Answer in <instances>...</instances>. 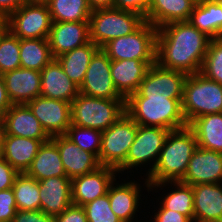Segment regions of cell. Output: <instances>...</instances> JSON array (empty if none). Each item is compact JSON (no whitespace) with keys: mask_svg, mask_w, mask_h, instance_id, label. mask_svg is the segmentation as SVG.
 Masks as SVG:
<instances>
[{"mask_svg":"<svg viewBox=\"0 0 222 222\" xmlns=\"http://www.w3.org/2000/svg\"><path fill=\"white\" fill-rule=\"evenodd\" d=\"M28 2L30 0H0V15L8 18L14 11Z\"/></svg>","mask_w":222,"mask_h":222,"instance_id":"f6af8a7d","label":"cell"},{"mask_svg":"<svg viewBox=\"0 0 222 222\" xmlns=\"http://www.w3.org/2000/svg\"><path fill=\"white\" fill-rule=\"evenodd\" d=\"M158 212L153 215V222H192L187 216L176 211L165 209L161 204Z\"/></svg>","mask_w":222,"mask_h":222,"instance_id":"ee69618b","label":"cell"},{"mask_svg":"<svg viewBox=\"0 0 222 222\" xmlns=\"http://www.w3.org/2000/svg\"><path fill=\"white\" fill-rule=\"evenodd\" d=\"M152 0H114L113 8L141 15L146 20Z\"/></svg>","mask_w":222,"mask_h":222,"instance_id":"ab89813d","label":"cell"},{"mask_svg":"<svg viewBox=\"0 0 222 222\" xmlns=\"http://www.w3.org/2000/svg\"><path fill=\"white\" fill-rule=\"evenodd\" d=\"M31 2L46 3L48 0H30Z\"/></svg>","mask_w":222,"mask_h":222,"instance_id":"f907efd6","label":"cell"},{"mask_svg":"<svg viewBox=\"0 0 222 222\" xmlns=\"http://www.w3.org/2000/svg\"><path fill=\"white\" fill-rule=\"evenodd\" d=\"M188 127L194 132L198 147L222 153V113L195 118Z\"/></svg>","mask_w":222,"mask_h":222,"instance_id":"f1b7e54d","label":"cell"},{"mask_svg":"<svg viewBox=\"0 0 222 222\" xmlns=\"http://www.w3.org/2000/svg\"><path fill=\"white\" fill-rule=\"evenodd\" d=\"M46 4L55 22L89 21L92 13L88 0H48Z\"/></svg>","mask_w":222,"mask_h":222,"instance_id":"d6a6232c","label":"cell"},{"mask_svg":"<svg viewBox=\"0 0 222 222\" xmlns=\"http://www.w3.org/2000/svg\"><path fill=\"white\" fill-rule=\"evenodd\" d=\"M181 101L168 97H128L125 111L138 125L173 131L188 126Z\"/></svg>","mask_w":222,"mask_h":222,"instance_id":"3957f363","label":"cell"},{"mask_svg":"<svg viewBox=\"0 0 222 222\" xmlns=\"http://www.w3.org/2000/svg\"><path fill=\"white\" fill-rule=\"evenodd\" d=\"M197 147L195 134L188 126L170 131L154 169L145 179L147 191L149 184L181 181Z\"/></svg>","mask_w":222,"mask_h":222,"instance_id":"7a4b0ae2","label":"cell"},{"mask_svg":"<svg viewBox=\"0 0 222 222\" xmlns=\"http://www.w3.org/2000/svg\"><path fill=\"white\" fill-rule=\"evenodd\" d=\"M181 103L188 125L200 116L222 113V84L201 72L190 74L184 82Z\"/></svg>","mask_w":222,"mask_h":222,"instance_id":"277c9868","label":"cell"},{"mask_svg":"<svg viewBox=\"0 0 222 222\" xmlns=\"http://www.w3.org/2000/svg\"><path fill=\"white\" fill-rule=\"evenodd\" d=\"M48 140L4 135L0 155L19 173H25L43 142Z\"/></svg>","mask_w":222,"mask_h":222,"instance_id":"603a6c76","label":"cell"},{"mask_svg":"<svg viewBox=\"0 0 222 222\" xmlns=\"http://www.w3.org/2000/svg\"><path fill=\"white\" fill-rule=\"evenodd\" d=\"M110 67V58L99 48L91 58L84 81L79 87L80 93L103 99H124L113 84Z\"/></svg>","mask_w":222,"mask_h":222,"instance_id":"7c38bea8","label":"cell"},{"mask_svg":"<svg viewBox=\"0 0 222 222\" xmlns=\"http://www.w3.org/2000/svg\"><path fill=\"white\" fill-rule=\"evenodd\" d=\"M170 130L161 127L153 126H141L138 125L137 134L133 144L131 145L126 161L117 169L118 174L124 170L133 169L134 167H141V165L151 164L146 172L147 175L154 169L160 152L164 146L165 140L169 134Z\"/></svg>","mask_w":222,"mask_h":222,"instance_id":"9c48e42d","label":"cell"},{"mask_svg":"<svg viewBox=\"0 0 222 222\" xmlns=\"http://www.w3.org/2000/svg\"><path fill=\"white\" fill-rule=\"evenodd\" d=\"M7 30V18L0 15V37Z\"/></svg>","mask_w":222,"mask_h":222,"instance_id":"c3c4849f","label":"cell"},{"mask_svg":"<svg viewBox=\"0 0 222 222\" xmlns=\"http://www.w3.org/2000/svg\"><path fill=\"white\" fill-rule=\"evenodd\" d=\"M189 22L211 39L222 37V0L197 1Z\"/></svg>","mask_w":222,"mask_h":222,"instance_id":"83f0119b","label":"cell"},{"mask_svg":"<svg viewBox=\"0 0 222 222\" xmlns=\"http://www.w3.org/2000/svg\"><path fill=\"white\" fill-rule=\"evenodd\" d=\"M52 22L46 3L30 1L7 18V29L19 39H48Z\"/></svg>","mask_w":222,"mask_h":222,"instance_id":"30bf717a","label":"cell"},{"mask_svg":"<svg viewBox=\"0 0 222 222\" xmlns=\"http://www.w3.org/2000/svg\"><path fill=\"white\" fill-rule=\"evenodd\" d=\"M125 112V99H103L79 93L71 103V124L102 132Z\"/></svg>","mask_w":222,"mask_h":222,"instance_id":"5b68a950","label":"cell"},{"mask_svg":"<svg viewBox=\"0 0 222 222\" xmlns=\"http://www.w3.org/2000/svg\"><path fill=\"white\" fill-rule=\"evenodd\" d=\"M145 19L115 8L93 9L89 18L90 41L102 48L107 42L134 32Z\"/></svg>","mask_w":222,"mask_h":222,"instance_id":"8992f818","label":"cell"},{"mask_svg":"<svg viewBox=\"0 0 222 222\" xmlns=\"http://www.w3.org/2000/svg\"><path fill=\"white\" fill-rule=\"evenodd\" d=\"M51 139L58 147L68 178L72 179L90 173L101 166L98 158L93 153L81 150L66 135L54 136Z\"/></svg>","mask_w":222,"mask_h":222,"instance_id":"ac0fdd59","label":"cell"},{"mask_svg":"<svg viewBox=\"0 0 222 222\" xmlns=\"http://www.w3.org/2000/svg\"><path fill=\"white\" fill-rule=\"evenodd\" d=\"M4 122H3V118L0 116V154H1V150H2V143H3V136H4Z\"/></svg>","mask_w":222,"mask_h":222,"instance_id":"681fc988","label":"cell"},{"mask_svg":"<svg viewBox=\"0 0 222 222\" xmlns=\"http://www.w3.org/2000/svg\"><path fill=\"white\" fill-rule=\"evenodd\" d=\"M25 173L37 181L55 176H67L58 147L51 138L43 142Z\"/></svg>","mask_w":222,"mask_h":222,"instance_id":"4316f807","label":"cell"},{"mask_svg":"<svg viewBox=\"0 0 222 222\" xmlns=\"http://www.w3.org/2000/svg\"><path fill=\"white\" fill-rule=\"evenodd\" d=\"M17 210H40L39 182L26 173H19L12 187Z\"/></svg>","mask_w":222,"mask_h":222,"instance_id":"836d02e7","label":"cell"},{"mask_svg":"<svg viewBox=\"0 0 222 222\" xmlns=\"http://www.w3.org/2000/svg\"><path fill=\"white\" fill-rule=\"evenodd\" d=\"M99 47L92 41L77 47L56 59L61 64L66 75L79 87L84 81L85 73L90 64L91 58Z\"/></svg>","mask_w":222,"mask_h":222,"instance_id":"f546056e","label":"cell"},{"mask_svg":"<svg viewBox=\"0 0 222 222\" xmlns=\"http://www.w3.org/2000/svg\"><path fill=\"white\" fill-rule=\"evenodd\" d=\"M20 67V39L7 29L0 37V74Z\"/></svg>","mask_w":222,"mask_h":222,"instance_id":"e575fe53","label":"cell"},{"mask_svg":"<svg viewBox=\"0 0 222 222\" xmlns=\"http://www.w3.org/2000/svg\"><path fill=\"white\" fill-rule=\"evenodd\" d=\"M118 171L107 166L71 179L72 203L78 206L94 201L108 193L110 185L116 181ZM116 175V176H115Z\"/></svg>","mask_w":222,"mask_h":222,"instance_id":"5bb4252c","label":"cell"},{"mask_svg":"<svg viewBox=\"0 0 222 222\" xmlns=\"http://www.w3.org/2000/svg\"><path fill=\"white\" fill-rule=\"evenodd\" d=\"M52 57H57L90 42L89 21L52 22L48 36Z\"/></svg>","mask_w":222,"mask_h":222,"instance_id":"2e32d148","label":"cell"},{"mask_svg":"<svg viewBox=\"0 0 222 222\" xmlns=\"http://www.w3.org/2000/svg\"><path fill=\"white\" fill-rule=\"evenodd\" d=\"M201 73L222 84V37L211 39Z\"/></svg>","mask_w":222,"mask_h":222,"instance_id":"8d00e7d4","label":"cell"},{"mask_svg":"<svg viewBox=\"0 0 222 222\" xmlns=\"http://www.w3.org/2000/svg\"><path fill=\"white\" fill-rule=\"evenodd\" d=\"M155 62L135 59L111 60V76L118 93L126 100L137 92L150 66Z\"/></svg>","mask_w":222,"mask_h":222,"instance_id":"7402d4cb","label":"cell"},{"mask_svg":"<svg viewBox=\"0 0 222 222\" xmlns=\"http://www.w3.org/2000/svg\"><path fill=\"white\" fill-rule=\"evenodd\" d=\"M11 222H56V219L41 210H17Z\"/></svg>","mask_w":222,"mask_h":222,"instance_id":"60d3db41","label":"cell"},{"mask_svg":"<svg viewBox=\"0 0 222 222\" xmlns=\"http://www.w3.org/2000/svg\"><path fill=\"white\" fill-rule=\"evenodd\" d=\"M158 29L146 20L132 33L107 42L101 49L110 60L156 62Z\"/></svg>","mask_w":222,"mask_h":222,"instance_id":"52a82bcc","label":"cell"},{"mask_svg":"<svg viewBox=\"0 0 222 222\" xmlns=\"http://www.w3.org/2000/svg\"><path fill=\"white\" fill-rule=\"evenodd\" d=\"M88 222H122L110 207L108 193L83 206Z\"/></svg>","mask_w":222,"mask_h":222,"instance_id":"74e56055","label":"cell"},{"mask_svg":"<svg viewBox=\"0 0 222 222\" xmlns=\"http://www.w3.org/2000/svg\"><path fill=\"white\" fill-rule=\"evenodd\" d=\"M66 136L70 138L81 150L93 153L97 158H99L102 141L101 131L71 124Z\"/></svg>","mask_w":222,"mask_h":222,"instance_id":"d590c367","label":"cell"},{"mask_svg":"<svg viewBox=\"0 0 222 222\" xmlns=\"http://www.w3.org/2000/svg\"><path fill=\"white\" fill-rule=\"evenodd\" d=\"M56 222H88L83 206L71 204L55 217Z\"/></svg>","mask_w":222,"mask_h":222,"instance_id":"7bdbcfd3","label":"cell"},{"mask_svg":"<svg viewBox=\"0 0 222 222\" xmlns=\"http://www.w3.org/2000/svg\"><path fill=\"white\" fill-rule=\"evenodd\" d=\"M114 182L108 190L110 207L122 222H132L140 206L141 186L131 180L121 184Z\"/></svg>","mask_w":222,"mask_h":222,"instance_id":"d4e9b609","label":"cell"},{"mask_svg":"<svg viewBox=\"0 0 222 222\" xmlns=\"http://www.w3.org/2000/svg\"><path fill=\"white\" fill-rule=\"evenodd\" d=\"M197 0H152L146 21L157 29L172 22L189 21Z\"/></svg>","mask_w":222,"mask_h":222,"instance_id":"484cf974","label":"cell"},{"mask_svg":"<svg viewBox=\"0 0 222 222\" xmlns=\"http://www.w3.org/2000/svg\"><path fill=\"white\" fill-rule=\"evenodd\" d=\"M12 106L11 101L8 98L7 90L5 87V82L3 76L0 74V116L2 117L4 113Z\"/></svg>","mask_w":222,"mask_h":222,"instance_id":"bcb514c9","label":"cell"},{"mask_svg":"<svg viewBox=\"0 0 222 222\" xmlns=\"http://www.w3.org/2000/svg\"><path fill=\"white\" fill-rule=\"evenodd\" d=\"M194 222H222V221H194Z\"/></svg>","mask_w":222,"mask_h":222,"instance_id":"816d5d0a","label":"cell"},{"mask_svg":"<svg viewBox=\"0 0 222 222\" xmlns=\"http://www.w3.org/2000/svg\"><path fill=\"white\" fill-rule=\"evenodd\" d=\"M27 105L50 138L66 135L71 126V103L38 96Z\"/></svg>","mask_w":222,"mask_h":222,"instance_id":"4fadbf2b","label":"cell"},{"mask_svg":"<svg viewBox=\"0 0 222 222\" xmlns=\"http://www.w3.org/2000/svg\"><path fill=\"white\" fill-rule=\"evenodd\" d=\"M173 185L174 190H171L167 195L163 196L160 204L167 210H173L180 214L187 216L193 222L194 204H193V190L191 185L177 182H163L157 184H149V189L165 187Z\"/></svg>","mask_w":222,"mask_h":222,"instance_id":"4dcf8cb0","label":"cell"},{"mask_svg":"<svg viewBox=\"0 0 222 222\" xmlns=\"http://www.w3.org/2000/svg\"><path fill=\"white\" fill-rule=\"evenodd\" d=\"M52 59L48 39H20V63L22 68L41 72Z\"/></svg>","mask_w":222,"mask_h":222,"instance_id":"1f68e13d","label":"cell"},{"mask_svg":"<svg viewBox=\"0 0 222 222\" xmlns=\"http://www.w3.org/2000/svg\"><path fill=\"white\" fill-rule=\"evenodd\" d=\"M79 93V86L66 75L57 59L53 58L41 70L40 96L72 103Z\"/></svg>","mask_w":222,"mask_h":222,"instance_id":"d6986e66","label":"cell"},{"mask_svg":"<svg viewBox=\"0 0 222 222\" xmlns=\"http://www.w3.org/2000/svg\"><path fill=\"white\" fill-rule=\"evenodd\" d=\"M17 211L13 189L0 191V222H11Z\"/></svg>","mask_w":222,"mask_h":222,"instance_id":"f35d334b","label":"cell"},{"mask_svg":"<svg viewBox=\"0 0 222 222\" xmlns=\"http://www.w3.org/2000/svg\"><path fill=\"white\" fill-rule=\"evenodd\" d=\"M4 135L32 139H50L27 104H12L2 116Z\"/></svg>","mask_w":222,"mask_h":222,"instance_id":"44dd1931","label":"cell"},{"mask_svg":"<svg viewBox=\"0 0 222 222\" xmlns=\"http://www.w3.org/2000/svg\"><path fill=\"white\" fill-rule=\"evenodd\" d=\"M19 172L0 155V191L12 188Z\"/></svg>","mask_w":222,"mask_h":222,"instance_id":"b9f144b4","label":"cell"},{"mask_svg":"<svg viewBox=\"0 0 222 222\" xmlns=\"http://www.w3.org/2000/svg\"><path fill=\"white\" fill-rule=\"evenodd\" d=\"M138 124L125 112L108 129L102 131L101 150L98 161L101 166L118 169L137 134Z\"/></svg>","mask_w":222,"mask_h":222,"instance_id":"ba28073f","label":"cell"},{"mask_svg":"<svg viewBox=\"0 0 222 222\" xmlns=\"http://www.w3.org/2000/svg\"><path fill=\"white\" fill-rule=\"evenodd\" d=\"M194 221H222V183L192 186Z\"/></svg>","mask_w":222,"mask_h":222,"instance_id":"cb8c5ba5","label":"cell"},{"mask_svg":"<svg viewBox=\"0 0 222 222\" xmlns=\"http://www.w3.org/2000/svg\"><path fill=\"white\" fill-rule=\"evenodd\" d=\"M89 6L93 9L113 8L114 0H88Z\"/></svg>","mask_w":222,"mask_h":222,"instance_id":"7dc6e473","label":"cell"},{"mask_svg":"<svg viewBox=\"0 0 222 222\" xmlns=\"http://www.w3.org/2000/svg\"><path fill=\"white\" fill-rule=\"evenodd\" d=\"M180 182L191 186L222 183V153L197 147Z\"/></svg>","mask_w":222,"mask_h":222,"instance_id":"9a60e30c","label":"cell"},{"mask_svg":"<svg viewBox=\"0 0 222 222\" xmlns=\"http://www.w3.org/2000/svg\"><path fill=\"white\" fill-rule=\"evenodd\" d=\"M2 76L12 104H27L41 94V72L39 71L20 67Z\"/></svg>","mask_w":222,"mask_h":222,"instance_id":"e0dca14e","label":"cell"},{"mask_svg":"<svg viewBox=\"0 0 222 222\" xmlns=\"http://www.w3.org/2000/svg\"><path fill=\"white\" fill-rule=\"evenodd\" d=\"M38 182L42 212L56 217L73 204L71 179L67 176L50 177Z\"/></svg>","mask_w":222,"mask_h":222,"instance_id":"ffe728a7","label":"cell"},{"mask_svg":"<svg viewBox=\"0 0 222 222\" xmlns=\"http://www.w3.org/2000/svg\"><path fill=\"white\" fill-rule=\"evenodd\" d=\"M188 75L153 63L139 85L129 97H168L182 99L185 79Z\"/></svg>","mask_w":222,"mask_h":222,"instance_id":"8fae6325","label":"cell"},{"mask_svg":"<svg viewBox=\"0 0 222 222\" xmlns=\"http://www.w3.org/2000/svg\"><path fill=\"white\" fill-rule=\"evenodd\" d=\"M210 41L189 21L168 23L157 31L156 62L187 75L201 72Z\"/></svg>","mask_w":222,"mask_h":222,"instance_id":"6da1fadb","label":"cell"}]
</instances>
